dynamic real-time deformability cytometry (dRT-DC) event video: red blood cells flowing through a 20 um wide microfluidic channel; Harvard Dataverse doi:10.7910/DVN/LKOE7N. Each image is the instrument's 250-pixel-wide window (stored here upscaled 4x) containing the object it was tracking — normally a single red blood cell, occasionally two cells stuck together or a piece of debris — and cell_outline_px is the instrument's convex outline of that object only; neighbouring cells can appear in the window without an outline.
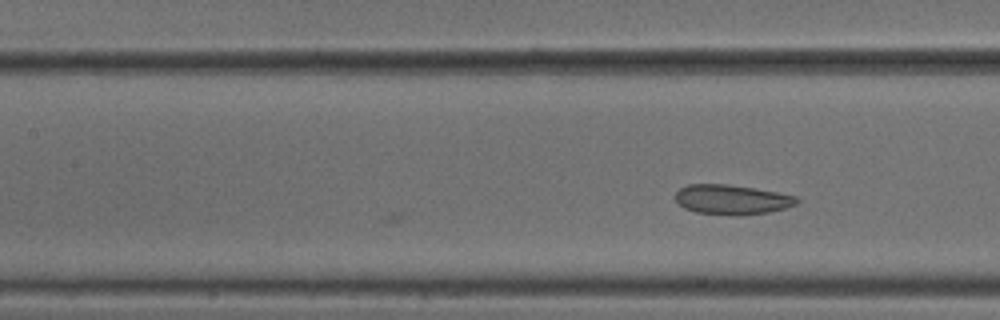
{"species": "common noctule bat (a hibernating species)", "species_latin": "Nyctalus noctula", "temperature_condition": "cold", "stored_images_in_passage": 11, "camera_frame_rate_fps": 3000, "um_per_image_px": 0.085, "animal": {"sex": "male", "body_mass_g": 18.8}, "frame": {"image": 1, "passage_image": 11, "time_ms": 3.333, "image_size_px": [1000, 320], "cell_outline_px": [[800, 200], [796, 204], [784, 208], [768, 212], [740, 216], [736, 216], [696, 212], [684, 208], [676, 200], [676, 192], [680, 188], [688, 184], [728, 184], [756, 188], [796, 196]], "centroid_in_image_um": [62.21, 16.96], "position_along_channel_um": 145.2, "area_um2": 21.1}}